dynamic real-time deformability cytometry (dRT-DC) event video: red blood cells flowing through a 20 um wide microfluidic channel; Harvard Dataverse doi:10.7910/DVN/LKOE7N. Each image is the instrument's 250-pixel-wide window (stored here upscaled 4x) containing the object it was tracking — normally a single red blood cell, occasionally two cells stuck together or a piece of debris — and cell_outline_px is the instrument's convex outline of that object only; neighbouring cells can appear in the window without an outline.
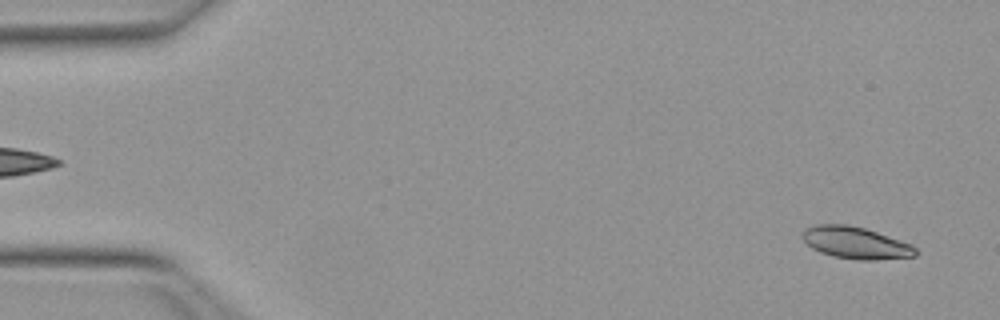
{"species": "Egyptian fruit bat (a non-hibernating species)", "species_latin": "Rousettus aegyptiacus", "temperature_condition": "warm", "stored_images_in_passage": 15, "camera_frame_rate_fps": 3000, "um_per_image_px": 0.085, "animal": {"sex": "female"}, "frame": {"image": 1, "passage_image": 2, "time_ms": 0.333, "image_size_px": [1000, 320], "cell_outline_px": [[916, 256], [872, 260], [860, 260], [832, 256], [820, 252], [812, 248], [804, 240], [804, 228], [816, 224], [848, 224], [864, 228], [912, 244], [916, 248]], "centroid_in_image_um": [72.73, 20.63], "position_along_channel_um": 12.3, "area_um2": 20.87}}